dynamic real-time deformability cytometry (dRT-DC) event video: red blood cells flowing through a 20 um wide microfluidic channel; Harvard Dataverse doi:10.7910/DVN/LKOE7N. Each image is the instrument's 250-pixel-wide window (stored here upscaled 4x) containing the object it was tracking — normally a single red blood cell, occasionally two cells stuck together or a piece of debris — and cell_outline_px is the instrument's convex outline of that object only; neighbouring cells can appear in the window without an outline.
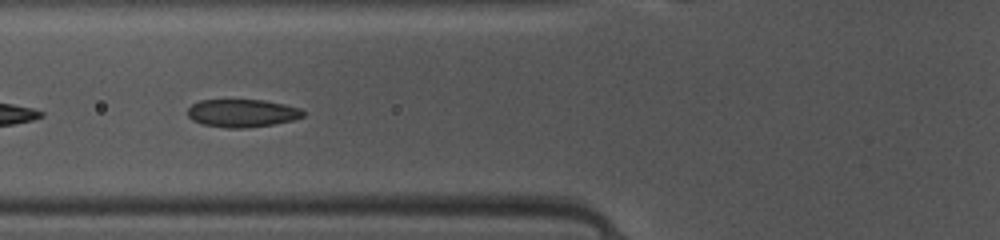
{"species": "common noctule bat (a hibernating species)", "species_latin": "Nyctalus noctula", "temperature_condition": "warm", "stored_images_in_passage": 13, "camera_frame_rate_fps": 3000, "um_per_image_px": 0.085, "animal": {"sex": "female", "body_mass_g": 10.0, "forearm_length_mm": 53.1}, "frame": {"image": 1, "passage_image": 8, "time_ms": 2.333, "image_size_px": [1000, 240], "cell_outline_px": [[304, 116], [292, 120], [272, 124], [244, 128], [228, 128], [204, 124], [192, 120], [188, 116], [188, 108], [192, 104], [200, 100], [264, 100], [284, 104], [300, 108], [304, 112]], "centroid_in_image_um": [20.58, 9.61], "position_along_channel_um": 105.2, "area_um2": 18.61}}